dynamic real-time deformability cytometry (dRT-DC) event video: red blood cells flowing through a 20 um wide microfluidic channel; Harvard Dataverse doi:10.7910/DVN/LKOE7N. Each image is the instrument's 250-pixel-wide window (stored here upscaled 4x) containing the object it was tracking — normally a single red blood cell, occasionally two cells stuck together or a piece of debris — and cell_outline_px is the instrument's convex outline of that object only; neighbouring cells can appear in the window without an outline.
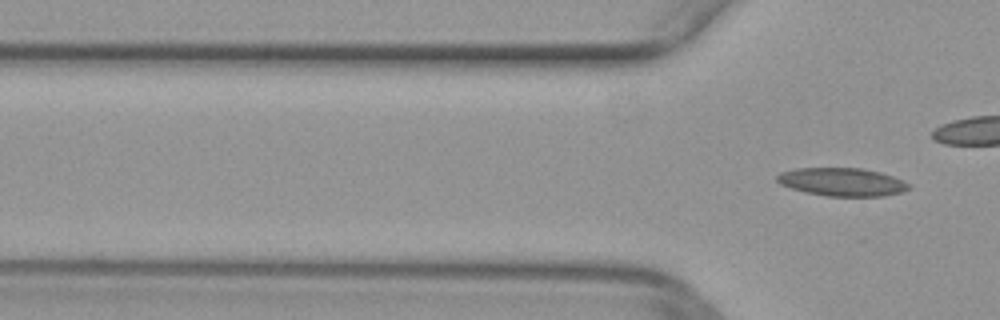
{"species": "common noctule bat (a hibernating species)", "species_latin": "Nyctalus noctula", "temperature_condition": "warm", "stored_images_in_passage": 3, "camera_frame_rate_fps": 3000, "um_per_image_px": 0.085, "animal": {"sex": "female", "body_mass_g": 29.2, "forearm_length_mm": 56.3}, "frame": {"image": 1, "passage_image": 3, "time_ms": 0.667, "image_size_px": [1000, 320], "cell_outline_px": [[912, 188], [900, 192], [884, 196], [828, 196], [804, 192], [780, 184], [776, 180], [776, 176], [780, 172], [796, 168], [864, 168], [880, 172], [892, 176], [912, 184]], "centroid_in_image_um": [71.59, 15.46], "position_along_channel_um": 54.2, "area_um2": 21.73}}